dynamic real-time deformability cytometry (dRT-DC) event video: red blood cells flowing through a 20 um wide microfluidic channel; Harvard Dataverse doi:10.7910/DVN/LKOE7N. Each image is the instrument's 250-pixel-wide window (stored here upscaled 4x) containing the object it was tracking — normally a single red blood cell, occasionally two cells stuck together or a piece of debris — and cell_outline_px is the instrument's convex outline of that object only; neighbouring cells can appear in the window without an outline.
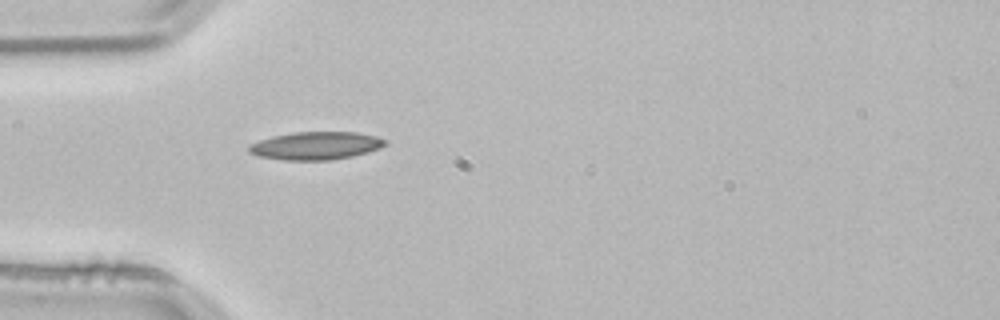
{"species": "common noctule bat (a hibernating species)", "species_latin": "Nyctalus noctula", "temperature_condition": "room temperature", "stored_images_in_passage": 23, "camera_frame_rate_fps": 3000, "um_per_image_px": 0.085, "animal": {"sex": "male", "body_mass_g": 21.5, "forearm_length_mm": 52.0}, "frame": {"image": 1, "passage_image": 1, "time_ms": 0.0, "image_size_px": [1000, 320], "cell_outline_px": [[388, 144], [380, 148], [368, 152], [352, 156], [332, 160], [284, 160], [256, 156], [248, 152], [248, 144], [272, 136], [292, 132], [356, 132], [376, 136], [388, 140]], "centroid_in_image_um": [26.84, 12.38], "position_along_channel_um": 58.2, "area_um2": 22.43}}
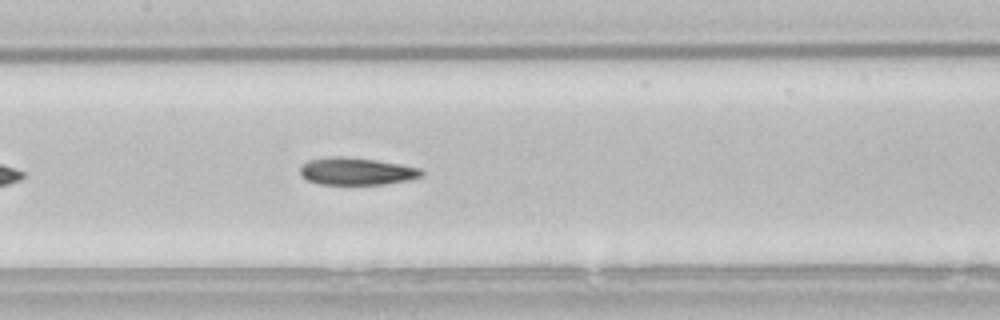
{"frame": {"image": 2, "passage_image": 10, "time_ms": 3.0, "image_size_px": [1000, 320], "cell_outline_px": [[424, 172], [420, 176], [408, 180], [384, 184], [320, 184], [308, 180], [300, 172], [300, 168], [308, 160], [336, 156], [340, 156], [376, 160], [400, 164], [420, 168]], "centroid_in_image_um": [30.32, 14.56], "position_along_channel_um": 177.1, "area_um2": 19.02}}
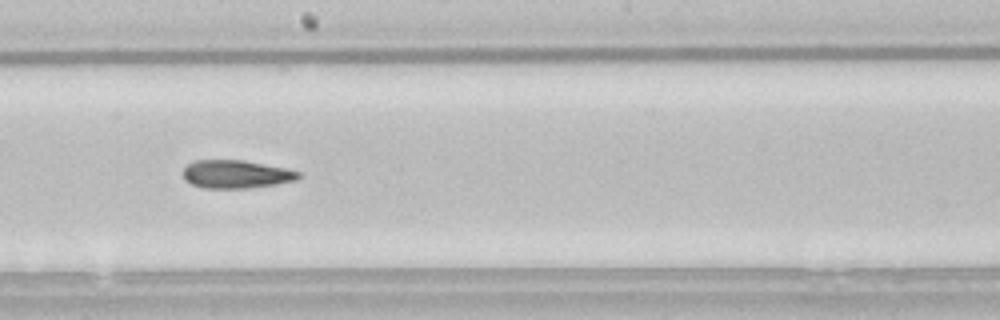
{"frame": {"image": 3, "passage_image": 14, "time_ms": 4.333, "image_size_px": [1000, 320], "cell_outline_px": [[300, 176], [296, 180], [276, 184], [248, 188], [200, 188], [184, 180], [180, 172], [188, 164], [196, 160], [244, 160], [288, 168], [300, 172]], "centroid_in_image_um": [20.03, 14.8], "position_along_channel_um": 228.2, "area_um2": 19.19}}